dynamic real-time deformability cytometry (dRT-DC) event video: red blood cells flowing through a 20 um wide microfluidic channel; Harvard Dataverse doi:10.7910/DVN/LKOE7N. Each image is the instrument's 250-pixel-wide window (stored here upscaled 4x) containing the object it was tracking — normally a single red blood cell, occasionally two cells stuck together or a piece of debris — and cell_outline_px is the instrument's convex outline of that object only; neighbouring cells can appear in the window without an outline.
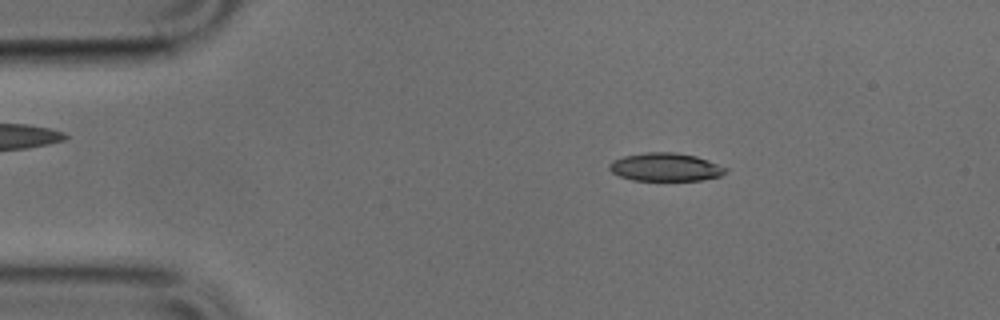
{"species": "common noctule bat (a hibernating species)", "species_latin": "Nyctalus noctula", "temperature_condition": "cold", "stored_images_in_passage": 50, "camera_frame_rate_fps": 3000, "um_per_image_px": 0.085, "animal": {"sex": "male", "body_mass_g": 17.9, "forearm_length_mm": 54.2}, "frame": {"image": 1, "passage_image": 8, "time_ms": 2.333, "image_size_px": [1000, 320], "cell_outline_px": [[728, 172], [720, 176], [700, 180], [632, 180], [620, 176], [612, 172], [608, 168], [608, 164], [612, 160], [624, 156], [648, 152], [672, 152], [696, 156], [708, 160], [728, 168]], "centroid_in_image_um": [56.57, 14.2], "position_along_channel_um": 28.4, "area_um2": 19.07}}
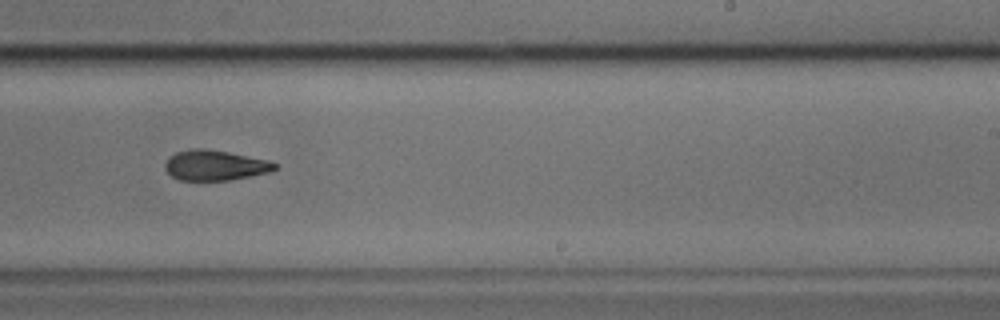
{"frame": {"image": 2, "passage_image": 30, "time_ms": 9.667, "image_size_px": [1000, 320], "cell_outline_px": [[276, 168], [272, 172], [228, 180], [180, 180], [172, 176], [164, 168], [164, 164], [176, 152], [196, 148], [200, 148], [228, 152], [268, 160], [276, 164]], "centroid_in_image_um": [18.29, 14.06], "position_along_channel_um": 270.7, "area_um2": 19.07}}
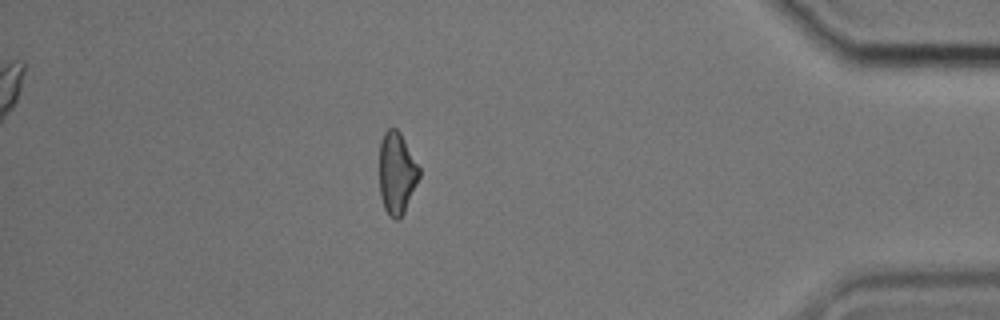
{"frame": {"image": 3, "passage_image": 43, "time_ms": 14.0, "image_size_px": [1000, 320], "cell_outline_px": [[420, 176], [404, 212], [396, 220], [388, 216], [384, 208], [380, 196], [380, 140], [384, 132], [388, 128], [396, 128], [400, 132], [420, 168]], "centroid_in_image_um": [33.72, 14.71], "position_along_channel_um": 401.5, "area_um2": 18.96}}